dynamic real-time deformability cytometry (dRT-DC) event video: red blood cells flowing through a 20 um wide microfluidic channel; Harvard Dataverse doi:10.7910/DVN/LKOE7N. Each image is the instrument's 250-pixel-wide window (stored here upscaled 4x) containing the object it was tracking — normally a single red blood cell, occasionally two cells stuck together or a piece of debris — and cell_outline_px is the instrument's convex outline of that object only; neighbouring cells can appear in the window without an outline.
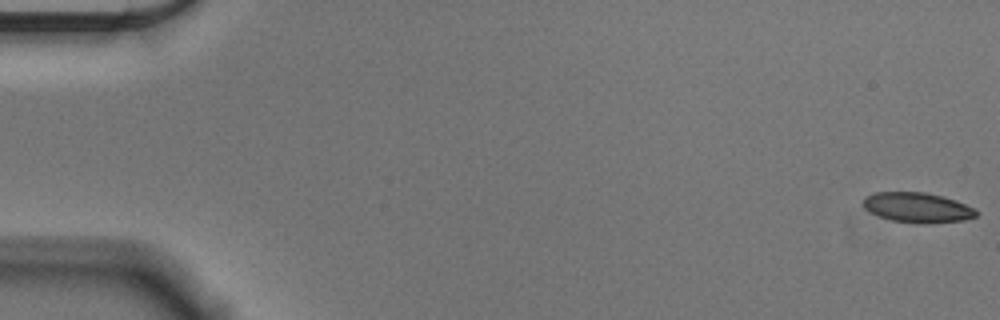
{"species": "Egyptian fruit bat (a non-hibernating species)", "species_latin": "Rousettus aegyptiacus", "temperature_condition": "cold", "stored_images_in_passage": 56, "camera_frame_rate_fps": 3000, "um_per_image_px": 0.085, "animal": {"sex": "male"}, "frame": {"image": 1, "passage_image": 1, "time_ms": 0.0, "image_size_px": [1000, 320], "cell_outline_px": [[980, 212], [976, 216], [964, 220], [924, 224], [916, 224], [892, 220], [880, 216], [864, 208], [864, 196], [876, 192], [924, 192], [944, 196], [956, 200], [976, 208]], "centroid_in_image_um": [78.04, 17.64], "position_along_channel_um": 7.0, "area_um2": 19.94}}
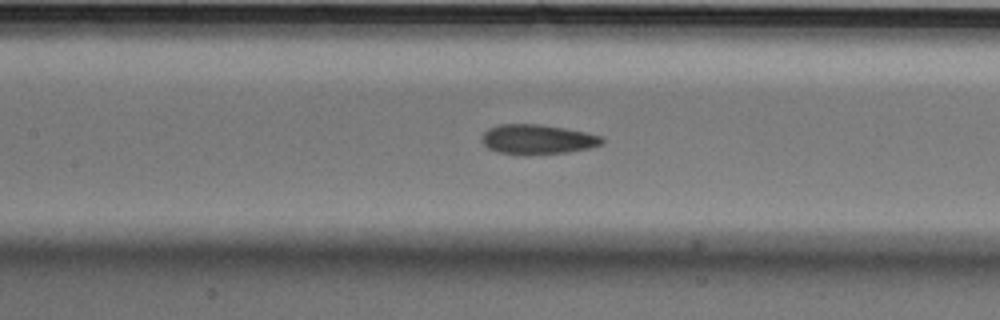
{"frame": {"image": 2, "passage_image": 26, "time_ms": 8.333, "image_size_px": [1000, 320], "cell_outline_px": [[604, 144], [588, 148], [568, 152], [528, 156], [524, 156], [500, 152], [488, 148], [480, 140], [484, 132], [488, 128], [500, 124], [536, 124], [564, 128], [584, 132], [600, 136], [604, 140]], "centroid_in_image_um": [45.66, 11.86], "position_along_channel_um": 161.7, "area_um2": 20.98}}
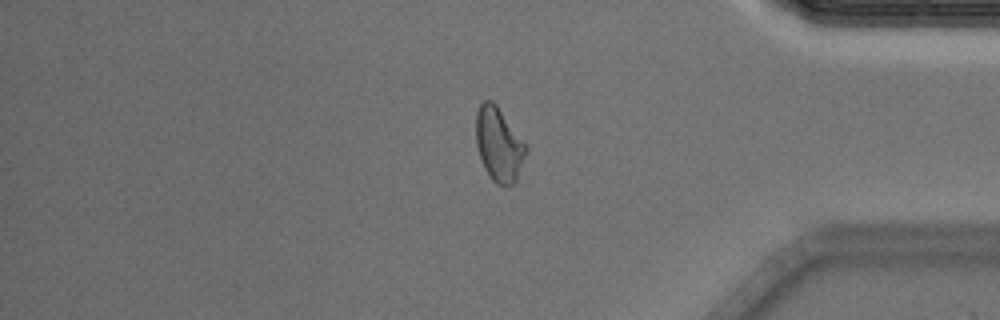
{"frame": {"image": 3, "passage_image": 47, "time_ms": 15.333, "image_size_px": [1000, 320], "cell_outline_px": [[528, 148], [516, 180], [512, 184], [496, 184], [492, 180], [484, 168], [476, 144], [476, 112], [480, 104], [484, 100], [492, 100], [496, 104]], "centroid_in_image_um": [42.38, 12.26], "position_along_channel_um": 392.8, "area_um2": 21.15}, "authors_computed_cell_mechanics": {"area_um2": 20.7502, "velocity_mm_per_s": 3.6152, "shape_relaxation_time_tau1_ms": 7.8602, "shape_relaxation_time_tau2_ms": 2.8631, "deformation_change_tau1": 0.152, "deformation_change_tau2": 0.0779}}